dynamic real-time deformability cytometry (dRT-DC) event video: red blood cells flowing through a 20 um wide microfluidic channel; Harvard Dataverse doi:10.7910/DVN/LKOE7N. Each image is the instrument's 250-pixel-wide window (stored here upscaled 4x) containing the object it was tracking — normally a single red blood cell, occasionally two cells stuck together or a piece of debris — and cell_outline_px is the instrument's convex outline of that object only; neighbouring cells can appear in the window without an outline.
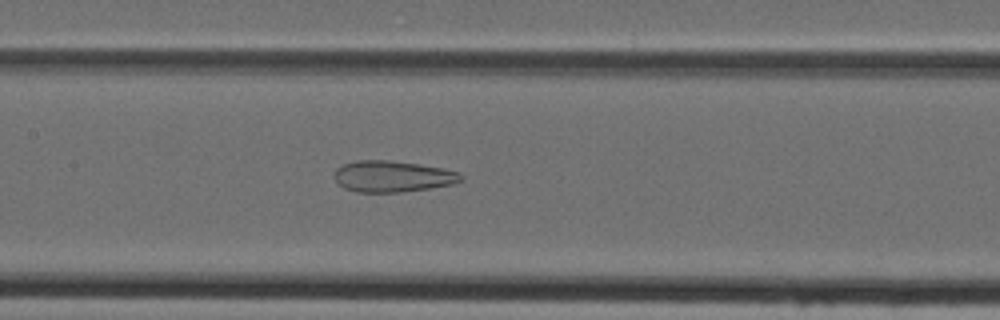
{"species": "Egyptian fruit bat (a non-hibernating species)", "species_latin": "Rousettus aegyptiacus", "temperature_condition": "cold", "stored_images_in_passage": 14, "camera_frame_rate_fps": 3000, "um_per_image_px": 0.085, "animal": {"sex": "female"}, "frame": {"image": 1, "passage_image": 10, "time_ms": 3.0, "image_size_px": [1000, 320], "cell_outline_px": [[464, 180], [452, 184], [428, 188], [400, 192], [356, 192], [344, 188], [332, 176], [336, 168], [344, 164], [356, 160], [388, 160], [420, 164], [460, 172], [464, 176]], "centroid_in_image_um": [33.36, 14.99], "position_along_channel_um": 174.0, "area_um2": 23.12}}
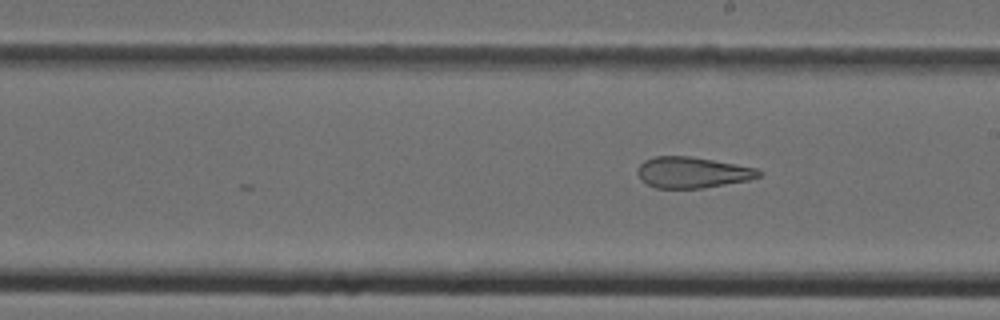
{"frame": {"image": 2, "passage_image": 14, "time_ms": 4.333, "image_size_px": [1000, 320], "cell_outline_px": [[760, 176], [752, 180], [704, 188], [656, 188], [640, 180], [636, 172], [636, 168], [644, 160], [652, 156], [688, 156], [712, 160], [756, 168], [760, 172]], "centroid_in_image_um": [58.81, 14.66], "position_along_channel_um": 230.2, "area_um2": 22.02}}